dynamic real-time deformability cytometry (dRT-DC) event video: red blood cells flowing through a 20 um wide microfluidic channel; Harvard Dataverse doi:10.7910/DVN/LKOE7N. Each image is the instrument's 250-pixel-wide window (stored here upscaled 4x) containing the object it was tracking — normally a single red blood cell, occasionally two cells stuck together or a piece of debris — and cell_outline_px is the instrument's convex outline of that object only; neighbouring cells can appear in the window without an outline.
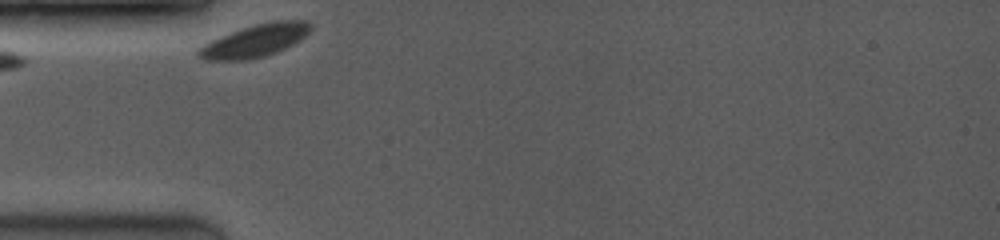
{"species": "common noctule bat (a hibernating species)", "species_latin": "Nyctalus noctula", "temperature_condition": "room temperature", "stored_images_in_passage": 9, "camera_frame_rate_fps": 3500, "um_per_image_px": 0.085, "animal": {"sex": "female", "body_mass_g": 19.0, "forearm_length_mm": 53.3}, "frame": {"image": 1, "passage_image": 1, "time_ms": 0.0, "image_size_px": [1000, 240], "cell_outline_px": [[312, 28], [304, 36], [292, 44], [276, 52], [264, 56], [244, 60], [204, 60], [196, 56], [196, 48], [212, 40], [240, 28], [272, 20], [308, 20], [312, 24]], "centroid_in_image_um": [21.65, 3.45], "position_along_channel_um": 63.4, "area_um2": 21.27}}
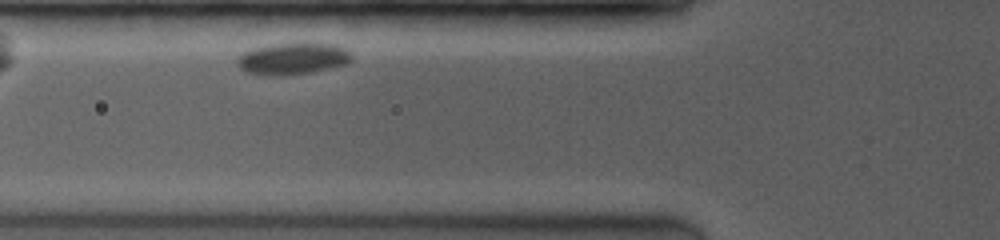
{"frame": {"image": 2, "passage_image": 3, "time_ms": 1.143, "image_size_px": [1000, 240], "cell_outline_px": [[352, 60], [348, 64], [312, 72], [284, 76], [268, 76], [244, 72], [236, 64], [236, 60], [244, 52], [256, 48], [272, 44], [332, 44], [344, 48], [352, 56]], "centroid_in_image_um": [24.86, 5.02], "position_along_channel_um": 100.9, "area_um2": 21.04}}
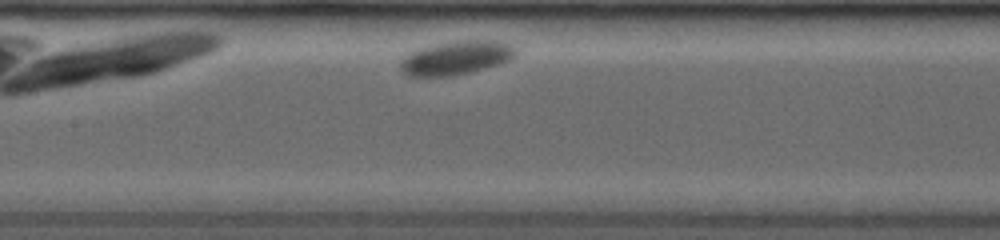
{"frame": {"image": 3, "passage_image": 7, "time_ms": 3.143, "image_size_px": [1000, 240], "cell_outline_px": [[516, 56], [500, 64], [472, 72], [452, 76], [408, 76], [400, 68], [400, 60], [404, 56], [416, 48], [456, 40], [496, 40], [512, 44], [516, 48]], "centroid_in_image_um": [38.78, 4.9], "position_along_channel_um": 168.6, "area_um2": 23.06}}